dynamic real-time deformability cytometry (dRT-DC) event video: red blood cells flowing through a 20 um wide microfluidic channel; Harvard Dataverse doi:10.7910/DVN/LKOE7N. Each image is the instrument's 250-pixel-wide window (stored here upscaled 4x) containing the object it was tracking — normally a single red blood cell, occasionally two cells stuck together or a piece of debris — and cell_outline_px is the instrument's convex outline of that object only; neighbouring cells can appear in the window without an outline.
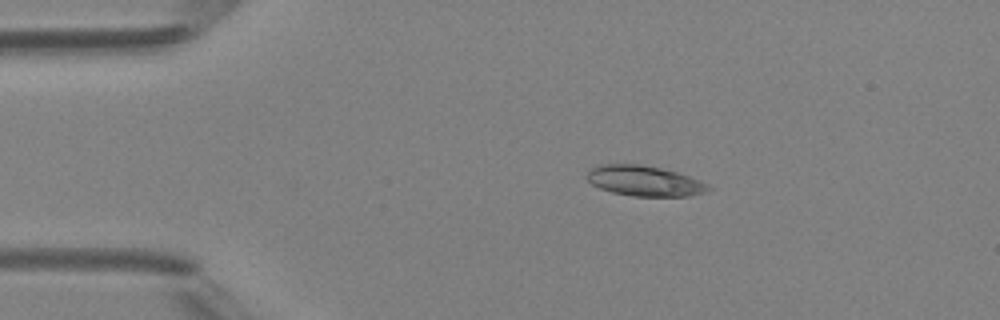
{"species": "Egyptian fruit bat (a non-hibernating species)", "species_latin": "Rousettus aegyptiacus", "temperature_condition": "room temperature", "stored_images_in_passage": 4, "camera_frame_rate_fps": 3000, "um_per_image_px": 0.085, "animal": {"sex": "female"}, "frame": {"image": 1, "passage_image": 2, "time_ms": 1.333, "image_size_px": [1000, 320], "cell_outline_px": [[712, 188], [704, 192], [688, 196], [632, 196], [612, 192], [600, 188], [592, 184], [588, 180], [588, 172], [596, 164], [640, 164], [660, 168], [676, 172], [700, 180], [708, 184]], "centroid_in_image_um": [54.77, 15.37], "position_along_channel_um": 30.2, "area_um2": 21.33}}
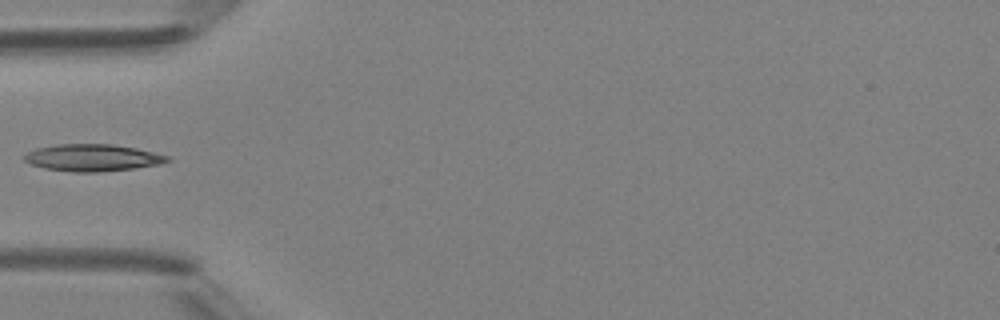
{"frame": {"image": 2, "passage_image": 4, "time_ms": 3.667, "image_size_px": [1000, 320], "cell_outline_px": [[172, 160], [160, 164], [136, 168], [96, 172], [72, 172], [44, 168], [32, 164], [24, 160], [20, 156], [24, 152], [36, 148], [56, 144], [112, 144], [136, 148], [168, 156]], "centroid_in_image_um": [7.81, 13.4], "position_along_channel_um": 77.2, "area_um2": 22.66}}